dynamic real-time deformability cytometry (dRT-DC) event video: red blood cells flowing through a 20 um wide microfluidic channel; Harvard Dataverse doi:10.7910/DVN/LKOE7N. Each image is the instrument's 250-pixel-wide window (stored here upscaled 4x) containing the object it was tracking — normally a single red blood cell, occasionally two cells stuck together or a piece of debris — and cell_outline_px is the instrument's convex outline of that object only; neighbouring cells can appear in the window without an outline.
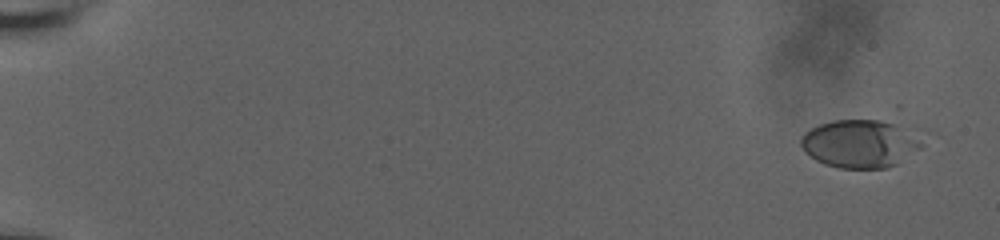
{"species": "human", "species_latin": "Homo sapiens", "temperature_condition": "room temperature", "stored_images_in_passage": 60, "camera_frame_rate_fps": 3000, "um_per_image_px": 0.085, "donor": {"sex": "male"}, "frame": {"image": 1, "passage_image": 4, "time_ms": 1.0, "image_size_px": [1000, 240], "cell_outline_px": [[896, 164], [888, 168], [840, 168], [824, 164], [816, 160], [804, 152], [800, 144], [800, 136], [804, 132], [820, 124], [832, 120], [892, 120]], "centroid_in_image_um": [72.39, 12.22], "position_along_channel_um": 12.6, "area_um2": 28.84}}
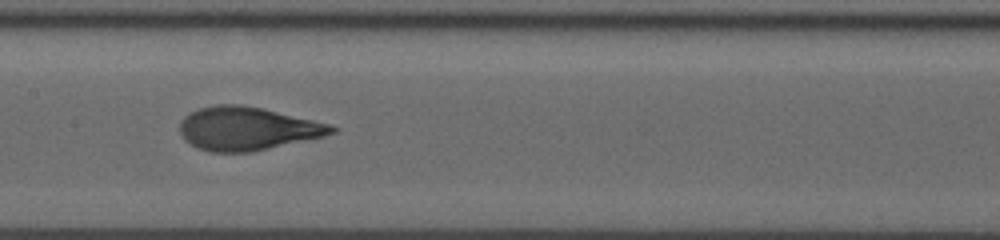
{"frame": {"image": 2, "passage_image": 34, "time_ms": 11.0, "image_size_px": [1000, 240], "cell_outline_px": [[336, 132], [324, 136], [252, 152], [212, 152], [200, 148], [184, 140], [180, 132], [180, 120], [184, 116], [200, 108], [216, 104], [240, 104], [260, 108], [312, 120], [328, 124], [336, 128]], "centroid_in_image_um": [20.98, 10.93], "position_along_channel_um": 186.4, "area_um2": 37.86}}
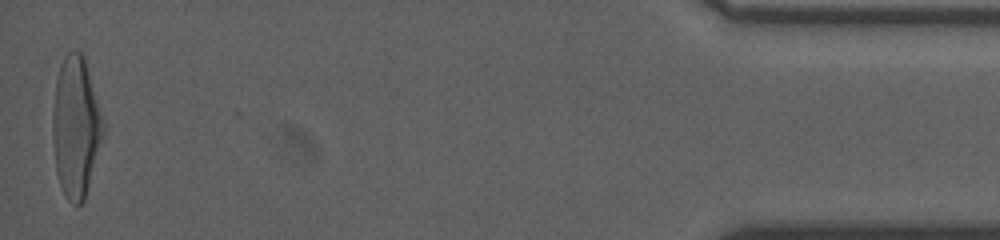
{"frame": {"image": 3, "passage_image": 60, "time_ms": 19.667, "image_size_px": [1000, 240], "cell_outline_px": [[104, 132], [84, 200], [80, 204], [72, 204], [64, 196], [56, 172], [52, 136], [52, 116], [56, 80], [60, 64], [64, 56], [68, 52], [80, 52], [84, 56], [104, 124]], "centroid_in_image_um": [6.42, 10.8], "position_along_channel_um": 428.8, "area_um2": 40.98}, "authors_computed_cell_mechanics": {"area_um2": 37.1076, "velocity_mm_per_s": 3.7292, "shape_relaxation_time_tau1_ms": 5.2535, "shape_relaxation_time_tau2_ms": null, "deformation_change_tau1": 0.2372, "deformation_change_tau2": null}}